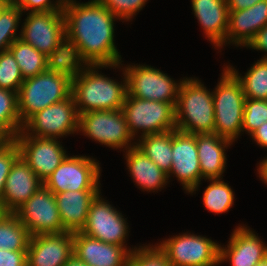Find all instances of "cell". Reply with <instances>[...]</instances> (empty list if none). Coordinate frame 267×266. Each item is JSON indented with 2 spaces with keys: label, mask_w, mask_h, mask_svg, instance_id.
Listing matches in <instances>:
<instances>
[{
  "label": "cell",
  "mask_w": 267,
  "mask_h": 266,
  "mask_svg": "<svg viewBox=\"0 0 267 266\" xmlns=\"http://www.w3.org/2000/svg\"><path fill=\"white\" fill-rule=\"evenodd\" d=\"M69 62L74 66L121 64L114 43L116 17L99 0L63 7Z\"/></svg>",
  "instance_id": "1"
},
{
  "label": "cell",
  "mask_w": 267,
  "mask_h": 266,
  "mask_svg": "<svg viewBox=\"0 0 267 266\" xmlns=\"http://www.w3.org/2000/svg\"><path fill=\"white\" fill-rule=\"evenodd\" d=\"M81 66H74L72 75L71 94L78 114L98 110H121L127 95L125 72L124 83L120 84L96 71L97 68L108 65H88L86 68Z\"/></svg>",
  "instance_id": "2"
},
{
  "label": "cell",
  "mask_w": 267,
  "mask_h": 266,
  "mask_svg": "<svg viewBox=\"0 0 267 266\" xmlns=\"http://www.w3.org/2000/svg\"><path fill=\"white\" fill-rule=\"evenodd\" d=\"M74 65L55 63L47 71L25 79L18 92L21 122L44 108L67 99L72 91Z\"/></svg>",
  "instance_id": "3"
},
{
  "label": "cell",
  "mask_w": 267,
  "mask_h": 266,
  "mask_svg": "<svg viewBox=\"0 0 267 266\" xmlns=\"http://www.w3.org/2000/svg\"><path fill=\"white\" fill-rule=\"evenodd\" d=\"M176 130L188 134L214 133L213 94L198 79H183L175 106Z\"/></svg>",
  "instance_id": "4"
},
{
  "label": "cell",
  "mask_w": 267,
  "mask_h": 266,
  "mask_svg": "<svg viewBox=\"0 0 267 266\" xmlns=\"http://www.w3.org/2000/svg\"><path fill=\"white\" fill-rule=\"evenodd\" d=\"M23 26L19 39L54 63L69 61L63 11L29 12Z\"/></svg>",
  "instance_id": "5"
},
{
  "label": "cell",
  "mask_w": 267,
  "mask_h": 266,
  "mask_svg": "<svg viewBox=\"0 0 267 266\" xmlns=\"http://www.w3.org/2000/svg\"><path fill=\"white\" fill-rule=\"evenodd\" d=\"M213 94L215 127L214 133L232 142L242 131L246 97L241 82L227 68Z\"/></svg>",
  "instance_id": "6"
},
{
  "label": "cell",
  "mask_w": 267,
  "mask_h": 266,
  "mask_svg": "<svg viewBox=\"0 0 267 266\" xmlns=\"http://www.w3.org/2000/svg\"><path fill=\"white\" fill-rule=\"evenodd\" d=\"M121 110L133 137L139 129L143 131L141 137L176 130L175 107L171 103L126 95Z\"/></svg>",
  "instance_id": "7"
},
{
  "label": "cell",
  "mask_w": 267,
  "mask_h": 266,
  "mask_svg": "<svg viewBox=\"0 0 267 266\" xmlns=\"http://www.w3.org/2000/svg\"><path fill=\"white\" fill-rule=\"evenodd\" d=\"M78 122L79 114L71 94L31 115L23 123L22 131L29 136L59 138L78 131Z\"/></svg>",
  "instance_id": "8"
},
{
  "label": "cell",
  "mask_w": 267,
  "mask_h": 266,
  "mask_svg": "<svg viewBox=\"0 0 267 266\" xmlns=\"http://www.w3.org/2000/svg\"><path fill=\"white\" fill-rule=\"evenodd\" d=\"M171 266H215L220 264V245L206 237L182 234L159 243Z\"/></svg>",
  "instance_id": "9"
},
{
  "label": "cell",
  "mask_w": 267,
  "mask_h": 266,
  "mask_svg": "<svg viewBox=\"0 0 267 266\" xmlns=\"http://www.w3.org/2000/svg\"><path fill=\"white\" fill-rule=\"evenodd\" d=\"M79 130L96 142L115 149L125 147V150H128L133 147L128 142H131L134 137L129 130L122 110H98L80 114Z\"/></svg>",
  "instance_id": "10"
},
{
  "label": "cell",
  "mask_w": 267,
  "mask_h": 266,
  "mask_svg": "<svg viewBox=\"0 0 267 266\" xmlns=\"http://www.w3.org/2000/svg\"><path fill=\"white\" fill-rule=\"evenodd\" d=\"M100 166L86 156L68 157L43 184L54 194L65 191L99 190Z\"/></svg>",
  "instance_id": "11"
},
{
  "label": "cell",
  "mask_w": 267,
  "mask_h": 266,
  "mask_svg": "<svg viewBox=\"0 0 267 266\" xmlns=\"http://www.w3.org/2000/svg\"><path fill=\"white\" fill-rule=\"evenodd\" d=\"M124 72L127 79V95L176 106L182 81L178 84L159 69L146 65H129Z\"/></svg>",
  "instance_id": "12"
},
{
  "label": "cell",
  "mask_w": 267,
  "mask_h": 266,
  "mask_svg": "<svg viewBox=\"0 0 267 266\" xmlns=\"http://www.w3.org/2000/svg\"><path fill=\"white\" fill-rule=\"evenodd\" d=\"M13 213L31 236L65 232L55 195L44 184Z\"/></svg>",
  "instance_id": "13"
},
{
  "label": "cell",
  "mask_w": 267,
  "mask_h": 266,
  "mask_svg": "<svg viewBox=\"0 0 267 266\" xmlns=\"http://www.w3.org/2000/svg\"><path fill=\"white\" fill-rule=\"evenodd\" d=\"M21 158L38 178L44 182L62 163L67 154L56 138L26 135L22 130L14 138Z\"/></svg>",
  "instance_id": "14"
},
{
  "label": "cell",
  "mask_w": 267,
  "mask_h": 266,
  "mask_svg": "<svg viewBox=\"0 0 267 266\" xmlns=\"http://www.w3.org/2000/svg\"><path fill=\"white\" fill-rule=\"evenodd\" d=\"M128 225L119 211L100 197L92 201L81 233L115 245L124 246Z\"/></svg>",
  "instance_id": "15"
},
{
  "label": "cell",
  "mask_w": 267,
  "mask_h": 266,
  "mask_svg": "<svg viewBox=\"0 0 267 266\" xmlns=\"http://www.w3.org/2000/svg\"><path fill=\"white\" fill-rule=\"evenodd\" d=\"M174 174L183 188L193 193L201 181L200 162L198 158L196 134L176 130L172 134V166L168 174Z\"/></svg>",
  "instance_id": "16"
},
{
  "label": "cell",
  "mask_w": 267,
  "mask_h": 266,
  "mask_svg": "<svg viewBox=\"0 0 267 266\" xmlns=\"http://www.w3.org/2000/svg\"><path fill=\"white\" fill-rule=\"evenodd\" d=\"M73 256V232L30 237L27 266H64Z\"/></svg>",
  "instance_id": "17"
},
{
  "label": "cell",
  "mask_w": 267,
  "mask_h": 266,
  "mask_svg": "<svg viewBox=\"0 0 267 266\" xmlns=\"http://www.w3.org/2000/svg\"><path fill=\"white\" fill-rule=\"evenodd\" d=\"M133 250L73 232V255L88 266H127Z\"/></svg>",
  "instance_id": "18"
},
{
  "label": "cell",
  "mask_w": 267,
  "mask_h": 266,
  "mask_svg": "<svg viewBox=\"0 0 267 266\" xmlns=\"http://www.w3.org/2000/svg\"><path fill=\"white\" fill-rule=\"evenodd\" d=\"M41 185H43V182L21 156H19L13 163L5 182L2 198L3 211L13 213L25 203Z\"/></svg>",
  "instance_id": "19"
},
{
  "label": "cell",
  "mask_w": 267,
  "mask_h": 266,
  "mask_svg": "<svg viewBox=\"0 0 267 266\" xmlns=\"http://www.w3.org/2000/svg\"><path fill=\"white\" fill-rule=\"evenodd\" d=\"M228 243L220 245V263L229 259L231 266H255L267 256V246L247 227H237Z\"/></svg>",
  "instance_id": "20"
},
{
  "label": "cell",
  "mask_w": 267,
  "mask_h": 266,
  "mask_svg": "<svg viewBox=\"0 0 267 266\" xmlns=\"http://www.w3.org/2000/svg\"><path fill=\"white\" fill-rule=\"evenodd\" d=\"M267 25V0L245 10H229L226 43L247 46L255 34Z\"/></svg>",
  "instance_id": "21"
},
{
  "label": "cell",
  "mask_w": 267,
  "mask_h": 266,
  "mask_svg": "<svg viewBox=\"0 0 267 266\" xmlns=\"http://www.w3.org/2000/svg\"><path fill=\"white\" fill-rule=\"evenodd\" d=\"M99 193L100 190H80L54 194L65 231L82 230L87 221L90 205Z\"/></svg>",
  "instance_id": "22"
},
{
  "label": "cell",
  "mask_w": 267,
  "mask_h": 266,
  "mask_svg": "<svg viewBox=\"0 0 267 266\" xmlns=\"http://www.w3.org/2000/svg\"><path fill=\"white\" fill-rule=\"evenodd\" d=\"M197 17L209 41L216 47L226 42L229 9L226 0H191Z\"/></svg>",
  "instance_id": "23"
},
{
  "label": "cell",
  "mask_w": 267,
  "mask_h": 266,
  "mask_svg": "<svg viewBox=\"0 0 267 266\" xmlns=\"http://www.w3.org/2000/svg\"><path fill=\"white\" fill-rule=\"evenodd\" d=\"M231 143V140L218 136L216 133L196 134L202 179L221 178L226 164L225 147Z\"/></svg>",
  "instance_id": "24"
},
{
  "label": "cell",
  "mask_w": 267,
  "mask_h": 266,
  "mask_svg": "<svg viewBox=\"0 0 267 266\" xmlns=\"http://www.w3.org/2000/svg\"><path fill=\"white\" fill-rule=\"evenodd\" d=\"M126 159L129 172L140 188L147 191L159 190L168 183V174L135 145L126 151Z\"/></svg>",
  "instance_id": "25"
},
{
  "label": "cell",
  "mask_w": 267,
  "mask_h": 266,
  "mask_svg": "<svg viewBox=\"0 0 267 266\" xmlns=\"http://www.w3.org/2000/svg\"><path fill=\"white\" fill-rule=\"evenodd\" d=\"M176 130L140 137L135 146L162 171L169 174L172 166V134Z\"/></svg>",
  "instance_id": "26"
},
{
  "label": "cell",
  "mask_w": 267,
  "mask_h": 266,
  "mask_svg": "<svg viewBox=\"0 0 267 266\" xmlns=\"http://www.w3.org/2000/svg\"><path fill=\"white\" fill-rule=\"evenodd\" d=\"M9 50L14 55L24 80L47 71L55 64L44 53L39 52L21 39L15 40L10 45Z\"/></svg>",
  "instance_id": "27"
},
{
  "label": "cell",
  "mask_w": 267,
  "mask_h": 266,
  "mask_svg": "<svg viewBox=\"0 0 267 266\" xmlns=\"http://www.w3.org/2000/svg\"><path fill=\"white\" fill-rule=\"evenodd\" d=\"M31 235L14 213L4 212L0 216V249L27 250Z\"/></svg>",
  "instance_id": "28"
},
{
  "label": "cell",
  "mask_w": 267,
  "mask_h": 266,
  "mask_svg": "<svg viewBox=\"0 0 267 266\" xmlns=\"http://www.w3.org/2000/svg\"><path fill=\"white\" fill-rule=\"evenodd\" d=\"M227 68L241 82L246 98L254 100H267V60H258L245 76H239L233 67Z\"/></svg>",
  "instance_id": "29"
},
{
  "label": "cell",
  "mask_w": 267,
  "mask_h": 266,
  "mask_svg": "<svg viewBox=\"0 0 267 266\" xmlns=\"http://www.w3.org/2000/svg\"><path fill=\"white\" fill-rule=\"evenodd\" d=\"M18 109V93L0 88V129H4L13 139L22 130Z\"/></svg>",
  "instance_id": "30"
},
{
  "label": "cell",
  "mask_w": 267,
  "mask_h": 266,
  "mask_svg": "<svg viewBox=\"0 0 267 266\" xmlns=\"http://www.w3.org/2000/svg\"><path fill=\"white\" fill-rule=\"evenodd\" d=\"M211 183L205 189L203 203L207 210L216 214L227 212L233 206L234 193L221 179H209Z\"/></svg>",
  "instance_id": "31"
},
{
  "label": "cell",
  "mask_w": 267,
  "mask_h": 266,
  "mask_svg": "<svg viewBox=\"0 0 267 266\" xmlns=\"http://www.w3.org/2000/svg\"><path fill=\"white\" fill-rule=\"evenodd\" d=\"M22 10L11 0L0 12V53L8 50L16 36Z\"/></svg>",
  "instance_id": "32"
},
{
  "label": "cell",
  "mask_w": 267,
  "mask_h": 266,
  "mask_svg": "<svg viewBox=\"0 0 267 266\" xmlns=\"http://www.w3.org/2000/svg\"><path fill=\"white\" fill-rule=\"evenodd\" d=\"M24 79L17 61L8 49L0 53V88L19 92Z\"/></svg>",
  "instance_id": "33"
},
{
  "label": "cell",
  "mask_w": 267,
  "mask_h": 266,
  "mask_svg": "<svg viewBox=\"0 0 267 266\" xmlns=\"http://www.w3.org/2000/svg\"><path fill=\"white\" fill-rule=\"evenodd\" d=\"M267 121V100L246 98L244 106L242 132L250 135Z\"/></svg>",
  "instance_id": "34"
},
{
  "label": "cell",
  "mask_w": 267,
  "mask_h": 266,
  "mask_svg": "<svg viewBox=\"0 0 267 266\" xmlns=\"http://www.w3.org/2000/svg\"><path fill=\"white\" fill-rule=\"evenodd\" d=\"M135 247L130 253L127 266H171L166 255L156 246Z\"/></svg>",
  "instance_id": "35"
},
{
  "label": "cell",
  "mask_w": 267,
  "mask_h": 266,
  "mask_svg": "<svg viewBox=\"0 0 267 266\" xmlns=\"http://www.w3.org/2000/svg\"><path fill=\"white\" fill-rule=\"evenodd\" d=\"M107 9L111 11L118 19L132 18L141 10L147 0H99Z\"/></svg>",
  "instance_id": "36"
},
{
  "label": "cell",
  "mask_w": 267,
  "mask_h": 266,
  "mask_svg": "<svg viewBox=\"0 0 267 266\" xmlns=\"http://www.w3.org/2000/svg\"><path fill=\"white\" fill-rule=\"evenodd\" d=\"M20 156V150L17 143L13 140L9 145L0 151V206L2 207V198L4 186L10 169L15 160Z\"/></svg>",
  "instance_id": "37"
},
{
  "label": "cell",
  "mask_w": 267,
  "mask_h": 266,
  "mask_svg": "<svg viewBox=\"0 0 267 266\" xmlns=\"http://www.w3.org/2000/svg\"><path fill=\"white\" fill-rule=\"evenodd\" d=\"M23 12L30 10L31 13L63 11V6L57 1L56 4L51 0H12Z\"/></svg>",
  "instance_id": "38"
},
{
  "label": "cell",
  "mask_w": 267,
  "mask_h": 266,
  "mask_svg": "<svg viewBox=\"0 0 267 266\" xmlns=\"http://www.w3.org/2000/svg\"><path fill=\"white\" fill-rule=\"evenodd\" d=\"M0 266H27V250L0 249Z\"/></svg>",
  "instance_id": "39"
},
{
  "label": "cell",
  "mask_w": 267,
  "mask_h": 266,
  "mask_svg": "<svg viewBox=\"0 0 267 266\" xmlns=\"http://www.w3.org/2000/svg\"><path fill=\"white\" fill-rule=\"evenodd\" d=\"M246 47H250L255 50L267 52V25H265L261 30H259L255 34L253 39L248 43ZM266 55L261 59L267 60Z\"/></svg>",
  "instance_id": "40"
},
{
  "label": "cell",
  "mask_w": 267,
  "mask_h": 266,
  "mask_svg": "<svg viewBox=\"0 0 267 266\" xmlns=\"http://www.w3.org/2000/svg\"><path fill=\"white\" fill-rule=\"evenodd\" d=\"M251 136L258 145L267 148V121L257 128Z\"/></svg>",
  "instance_id": "41"
},
{
  "label": "cell",
  "mask_w": 267,
  "mask_h": 266,
  "mask_svg": "<svg viewBox=\"0 0 267 266\" xmlns=\"http://www.w3.org/2000/svg\"><path fill=\"white\" fill-rule=\"evenodd\" d=\"M263 0H226L229 10H245Z\"/></svg>",
  "instance_id": "42"
},
{
  "label": "cell",
  "mask_w": 267,
  "mask_h": 266,
  "mask_svg": "<svg viewBox=\"0 0 267 266\" xmlns=\"http://www.w3.org/2000/svg\"><path fill=\"white\" fill-rule=\"evenodd\" d=\"M14 139L4 130L0 129V151L9 145Z\"/></svg>",
  "instance_id": "43"
},
{
  "label": "cell",
  "mask_w": 267,
  "mask_h": 266,
  "mask_svg": "<svg viewBox=\"0 0 267 266\" xmlns=\"http://www.w3.org/2000/svg\"><path fill=\"white\" fill-rule=\"evenodd\" d=\"M258 170V174L261 177V180L264 181V183L267 184V158L264 159L261 163Z\"/></svg>",
  "instance_id": "44"
},
{
  "label": "cell",
  "mask_w": 267,
  "mask_h": 266,
  "mask_svg": "<svg viewBox=\"0 0 267 266\" xmlns=\"http://www.w3.org/2000/svg\"><path fill=\"white\" fill-rule=\"evenodd\" d=\"M64 266H88V265H86L84 262L78 260L73 255Z\"/></svg>",
  "instance_id": "45"
},
{
  "label": "cell",
  "mask_w": 267,
  "mask_h": 266,
  "mask_svg": "<svg viewBox=\"0 0 267 266\" xmlns=\"http://www.w3.org/2000/svg\"><path fill=\"white\" fill-rule=\"evenodd\" d=\"M60 4L64 7L66 5L74 3V0H58Z\"/></svg>",
  "instance_id": "46"
},
{
  "label": "cell",
  "mask_w": 267,
  "mask_h": 266,
  "mask_svg": "<svg viewBox=\"0 0 267 266\" xmlns=\"http://www.w3.org/2000/svg\"><path fill=\"white\" fill-rule=\"evenodd\" d=\"M11 0H0V12Z\"/></svg>",
  "instance_id": "47"
},
{
  "label": "cell",
  "mask_w": 267,
  "mask_h": 266,
  "mask_svg": "<svg viewBox=\"0 0 267 266\" xmlns=\"http://www.w3.org/2000/svg\"><path fill=\"white\" fill-rule=\"evenodd\" d=\"M255 266H267V256L259 263H257Z\"/></svg>",
  "instance_id": "48"
},
{
  "label": "cell",
  "mask_w": 267,
  "mask_h": 266,
  "mask_svg": "<svg viewBox=\"0 0 267 266\" xmlns=\"http://www.w3.org/2000/svg\"><path fill=\"white\" fill-rule=\"evenodd\" d=\"M4 213L2 207L0 206V216Z\"/></svg>",
  "instance_id": "49"
}]
</instances>
